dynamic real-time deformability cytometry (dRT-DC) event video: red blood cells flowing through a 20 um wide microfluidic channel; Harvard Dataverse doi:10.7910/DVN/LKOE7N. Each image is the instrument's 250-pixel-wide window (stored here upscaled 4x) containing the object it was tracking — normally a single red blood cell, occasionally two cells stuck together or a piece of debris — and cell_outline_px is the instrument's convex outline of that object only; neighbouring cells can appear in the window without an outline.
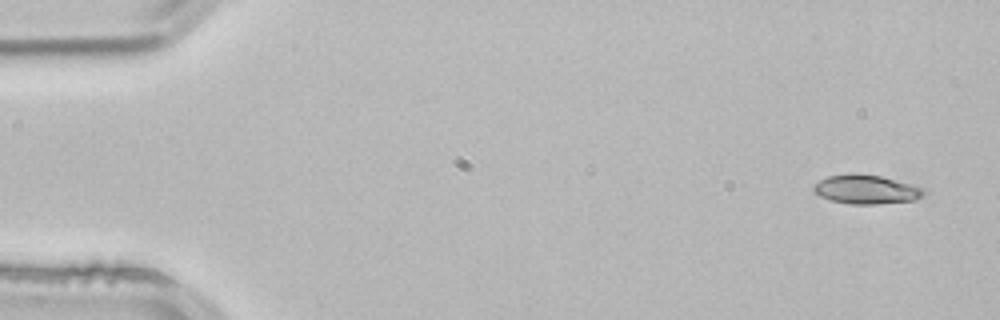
{"species": "common noctule bat (a hibernating species)", "species_latin": "Nyctalus noctula", "temperature_condition": "room temperature", "stored_images_in_passage": 3, "camera_frame_rate_fps": 3000, "um_per_image_px": 0.085, "animal": {"sex": "male", "body_mass_g": 21.5, "forearm_length_mm": 52.0}, "frame": {"image": 1, "passage_image": 1, "time_ms": 0.0, "image_size_px": [1000, 320], "cell_outline_px": [[924, 196], [916, 200], [876, 204], [852, 204], [832, 200], [820, 196], [812, 188], [812, 184], [828, 176], [852, 172], [856, 172], [880, 176], [912, 184], [924, 188]], "centroid_in_image_um": [73.63, 16.08], "position_along_channel_um": 11.4, "area_um2": 18.79}}